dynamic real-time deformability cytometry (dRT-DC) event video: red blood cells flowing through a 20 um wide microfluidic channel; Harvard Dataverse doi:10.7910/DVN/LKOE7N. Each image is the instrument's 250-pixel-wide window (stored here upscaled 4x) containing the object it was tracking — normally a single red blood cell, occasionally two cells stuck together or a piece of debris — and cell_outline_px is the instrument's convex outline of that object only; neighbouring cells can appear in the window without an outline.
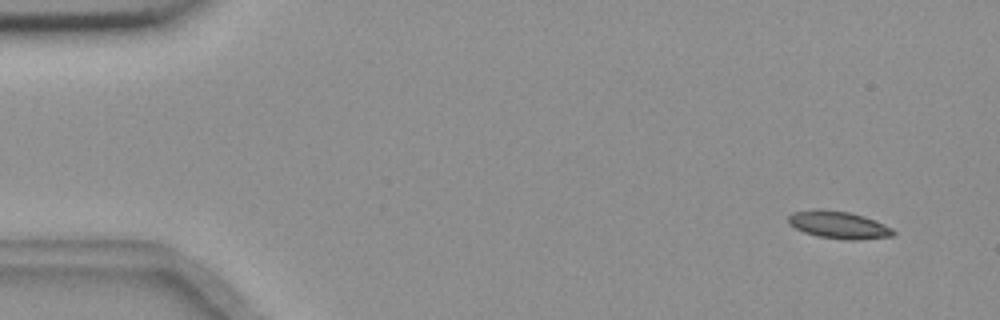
{"species": "common noctule bat (a hibernating species)", "species_latin": "Nyctalus noctula", "temperature_condition": "room temperature", "stored_images_in_passage": 5, "segment_of_instrument_passage": [2, 2], "camera_frame_rate_fps": 3000, "um_per_image_px": 0.085, "animal": {"sex": "female", "body_mass_g": 18.4}, "frame": {"image": 1, "passage_image": 5, "time_ms": 1.333, "image_size_px": [1000, 320], "cell_outline_px": [[896, 232], [892, 236], [856, 240], [848, 240], [820, 236], [804, 232], [788, 224], [788, 216], [792, 212], [816, 208], [820, 208], [848, 212], [864, 216], [884, 224], [892, 228]], "centroid_in_image_um": [71.26, 19.1], "position_along_channel_um": 13.7, "area_um2": 16.76}}